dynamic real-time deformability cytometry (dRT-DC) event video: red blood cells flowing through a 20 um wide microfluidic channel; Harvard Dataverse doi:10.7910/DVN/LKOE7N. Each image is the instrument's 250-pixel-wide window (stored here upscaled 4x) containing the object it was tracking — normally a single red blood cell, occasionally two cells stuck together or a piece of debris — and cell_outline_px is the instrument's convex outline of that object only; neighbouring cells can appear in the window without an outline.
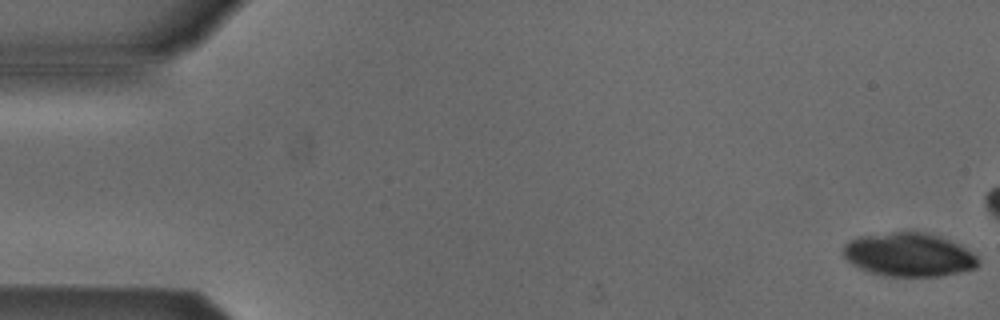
{"species": "Egyptian fruit bat (a non-hibernating species)", "species_latin": "Rousettus aegyptiacus", "temperature_condition": "cold", "stored_images_in_passage": 5, "camera_frame_rate_fps": 3000, "um_per_image_px": 0.085, "animal": {"sex": "male"}, "frame": {"image": 1, "passage_image": 1, "time_ms": 0.0, "image_size_px": [1000, 320], "cell_outline_px": [[980, 264], [976, 268], [940, 276], [884, 276], [860, 268], [852, 264], [844, 256], [844, 244], [860, 236], [892, 232], [924, 232], [960, 244], [972, 252], [976, 256]], "centroid_in_image_um": [77.27, 21.65], "position_along_channel_um": 7.7, "area_um2": 33.93}}
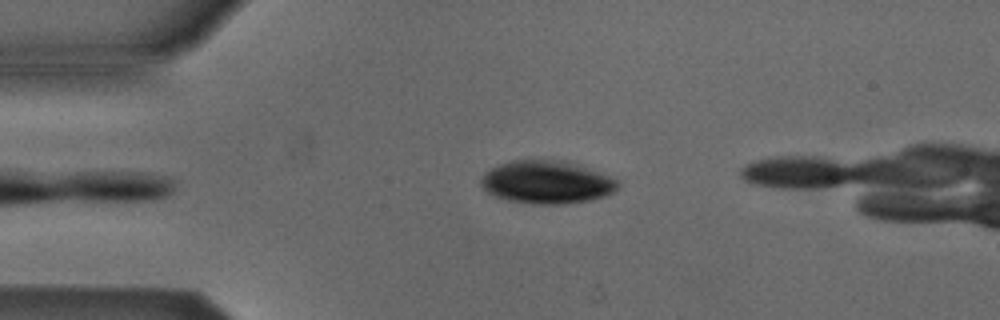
{"frame": {"image": 2, "passage_image": 5, "time_ms": 5.667, "image_size_px": [1000, 320], "cell_outline_px": [[620, 184], [612, 192], [604, 196], [588, 200], [564, 204], [532, 204], [508, 200], [496, 196], [488, 192], [480, 184], [480, 180], [484, 172], [500, 164], [512, 160], [564, 160], [580, 164], [608, 176], [616, 180]], "centroid_in_image_um": [46.45, 15.48], "position_along_channel_um": 38.5, "area_um2": 34.1}}